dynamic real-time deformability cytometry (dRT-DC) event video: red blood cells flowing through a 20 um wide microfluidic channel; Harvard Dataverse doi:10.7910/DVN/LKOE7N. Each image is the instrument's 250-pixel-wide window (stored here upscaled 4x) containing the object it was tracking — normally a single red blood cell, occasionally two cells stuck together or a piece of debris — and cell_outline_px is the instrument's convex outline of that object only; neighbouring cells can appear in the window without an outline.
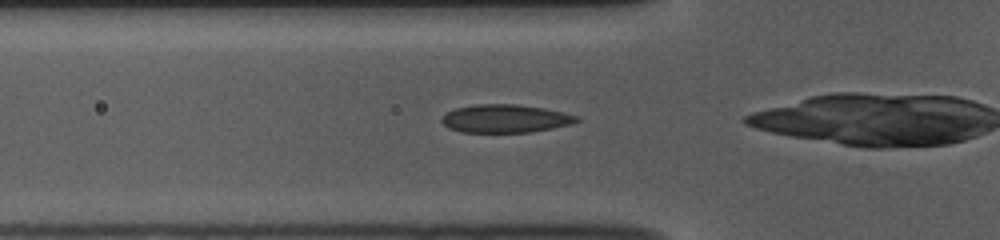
{"species": "common noctule bat (a hibernating species)", "species_latin": "Nyctalus noctula", "temperature_condition": "room temperature", "stored_images_in_passage": 37, "camera_frame_rate_fps": 3000, "um_per_image_px": 0.085, "animal": {"sex": "female", "body_mass_g": 10.0, "forearm_length_mm": 53.1}, "frame": {"image": 1, "passage_image": 13, "time_ms": 4.0, "image_size_px": [1000, 240], "cell_outline_px": [[580, 120], [572, 124], [552, 128], [528, 132], [460, 132], [448, 128], [440, 120], [448, 112], [456, 108], [476, 104], [516, 104], [544, 108], [564, 112], [580, 116]], "centroid_in_image_um": [42.98, 10.08], "position_along_channel_um": 82.8, "area_um2": 22.14}}
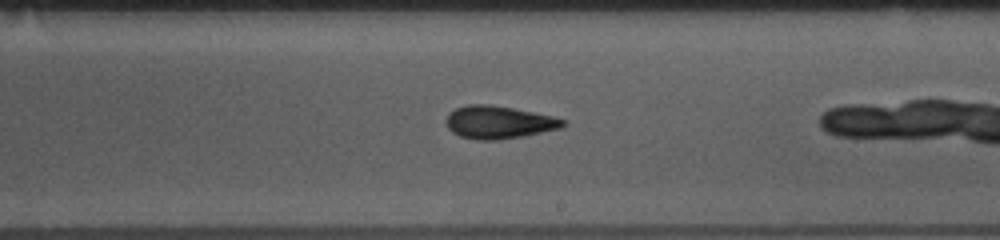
{"frame": {"image": 2, "passage_image": 26, "time_ms": 8.333, "image_size_px": [1000, 240], "cell_outline_px": [[568, 124], [564, 128], [524, 136], [496, 140], [476, 140], [460, 136], [452, 132], [448, 128], [448, 112], [456, 108], [468, 104], [488, 104], [512, 108], [552, 116], [564, 120]], "centroid_in_image_um": [42.43, 10.4], "position_along_channel_um": 246.6, "area_um2": 22.31}}
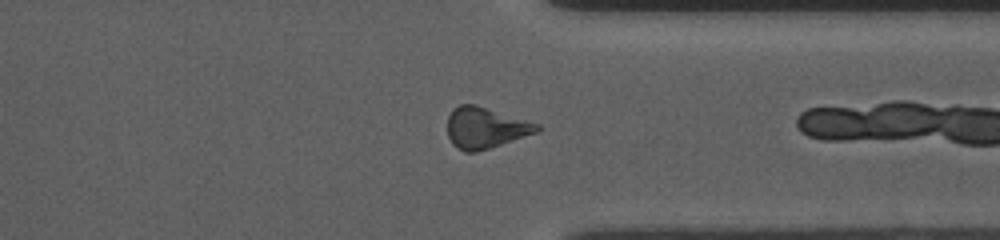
{"frame": {"image": 3, "passage_image": 36, "time_ms": 11.667, "image_size_px": [1000, 240], "cell_outline_px": [[540, 132], [476, 152], [464, 152], [452, 144], [448, 136], [448, 116], [452, 108], [460, 104], [476, 104], [540, 124]], "centroid_in_image_um": [41.26, 10.85], "position_along_channel_um": 370.1, "area_um2": 21.62}}